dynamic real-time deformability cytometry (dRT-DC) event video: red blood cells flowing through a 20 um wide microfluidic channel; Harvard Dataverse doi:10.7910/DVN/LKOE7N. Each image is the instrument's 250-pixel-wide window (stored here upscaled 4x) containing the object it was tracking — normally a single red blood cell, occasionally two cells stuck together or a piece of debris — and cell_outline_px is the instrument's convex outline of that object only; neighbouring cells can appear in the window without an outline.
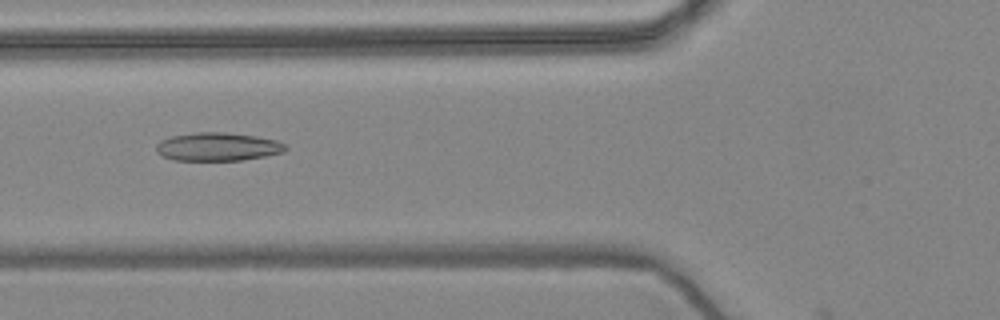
{"species": "common noctule bat (a hibernating species)", "species_latin": "Nyctalus noctula", "temperature_condition": "warm", "stored_images_in_passage": 56, "camera_frame_rate_fps": 3000, "um_per_image_px": 0.085, "animal": {"sex": "female", "body_mass_g": 24.6, "forearm_length_mm": 56.2}, "frame": {"image": 1, "passage_image": 21, "time_ms": 6.667, "image_size_px": [1000, 320], "cell_outline_px": [[288, 148], [284, 152], [264, 156], [240, 160], [172, 160], [156, 152], [156, 144], [160, 140], [172, 136], [196, 132], [224, 132], [256, 136], [276, 140], [284, 144]], "centroid_in_image_um": [18.49, 12.47], "position_along_channel_um": 107.3, "area_um2": 21.27}}
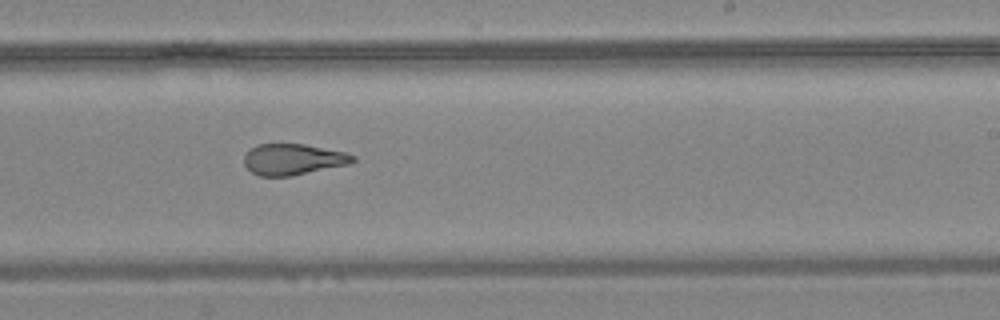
{"frame": {"image": 2, "passage_image": 34, "time_ms": 11.0, "image_size_px": [1000, 320], "cell_outline_px": [[356, 160], [352, 164], [292, 176], [260, 176], [252, 172], [244, 164], [244, 156], [256, 144], [304, 144], [344, 152], [356, 156]], "centroid_in_image_um": [24.95, 13.55], "position_along_channel_um": 264.0, "area_um2": 19.77}}
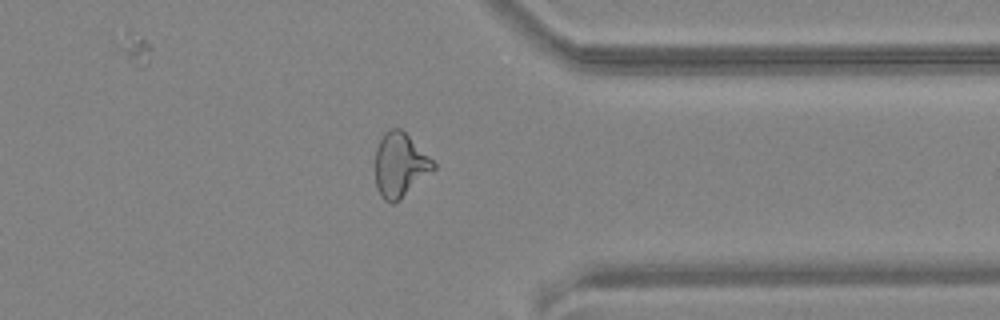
{"frame": {"image": 3, "passage_image": 44, "time_ms": 14.333, "image_size_px": [1000, 320], "cell_outline_px": [[436, 168], [400, 200], [392, 204], [384, 200], [380, 196], [376, 188], [376, 148], [384, 132], [388, 128], [400, 128], [436, 164]], "centroid_in_image_um": [33.98, 14.05], "position_along_channel_um": 377.4, "area_um2": 21.56}, "authors_computed_cell_mechanics": {"area_um2": 22.0218, "velocity_mm_per_s": 3.6106, "shape_relaxation_time_tau1_ms": null, "shape_relaxation_time_tau2_ms": 2.122, "deformation_change_tau1": null, "deformation_change_tau2": 0.1011}}